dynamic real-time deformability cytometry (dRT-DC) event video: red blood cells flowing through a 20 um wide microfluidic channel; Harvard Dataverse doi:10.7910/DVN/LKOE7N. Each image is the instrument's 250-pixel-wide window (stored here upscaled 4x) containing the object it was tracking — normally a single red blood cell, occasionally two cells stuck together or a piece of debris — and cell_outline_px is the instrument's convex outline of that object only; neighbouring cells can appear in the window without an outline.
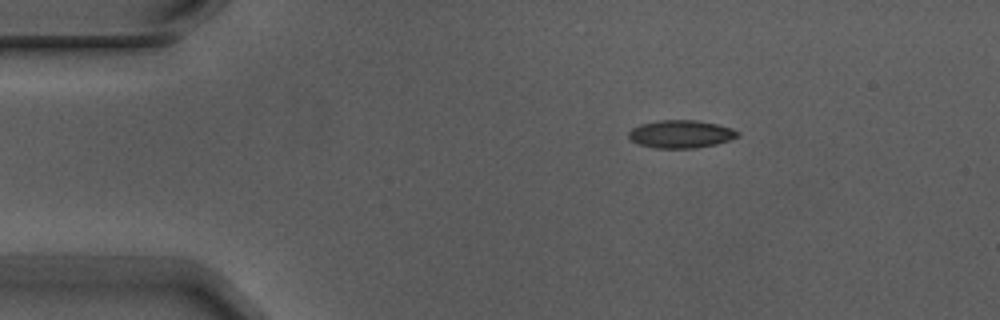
{"species": "Egyptian fruit bat (a non-hibernating species)", "species_latin": "Rousettus aegyptiacus", "temperature_condition": "warm", "stored_images_in_passage": 3, "camera_frame_rate_fps": 3000, "um_per_image_px": 0.085, "animal": {"sex": "male"}, "frame": {"image": 1, "passage_image": 1, "time_ms": 0.0, "image_size_px": [1000, 320], "cell_outline_px": [[740, 136], [716, 144], [696, 148], [656, 148], [640, 144], [632, 140], [628, 136], [628, 132], [632, 128], [640, 124], [656, 120], [696, 120], [716, 124], [732, 128], [740, 132]], "centroid_in_image_um": [57.88, 11.39], "position_along_channel_um": 27.1, "area_um2": 17.69}}
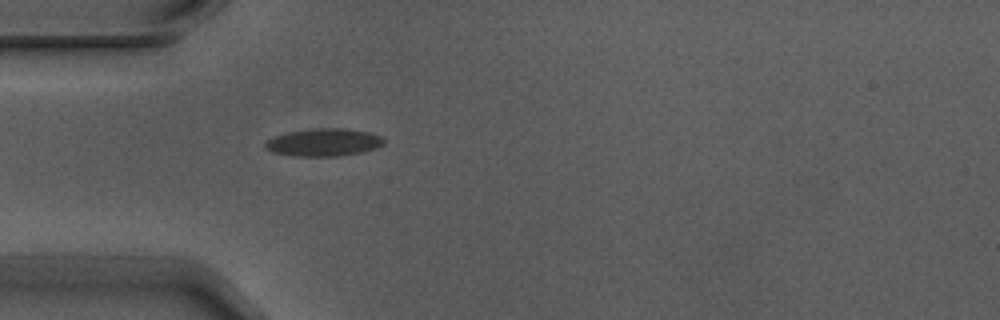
{"frame": {"image": 2, "passage_image": 3, "time_ms": 0.667, "image_size_px": [1000, 320], "cell_outline_px": [[384, 144], [376, 148], [360, 152], [336, 156], [296, 156], [272, 152], [264, 148], [264, 144], [268, 140], [276, 136], [288, 132], [316, 128], [344, 128], [368, 132], [380, 136], [384, 140]], "centroid_in_image_um": [27.51, 12.1], "position_along_channel_um": 57.5, "area_um2": 18.9}}